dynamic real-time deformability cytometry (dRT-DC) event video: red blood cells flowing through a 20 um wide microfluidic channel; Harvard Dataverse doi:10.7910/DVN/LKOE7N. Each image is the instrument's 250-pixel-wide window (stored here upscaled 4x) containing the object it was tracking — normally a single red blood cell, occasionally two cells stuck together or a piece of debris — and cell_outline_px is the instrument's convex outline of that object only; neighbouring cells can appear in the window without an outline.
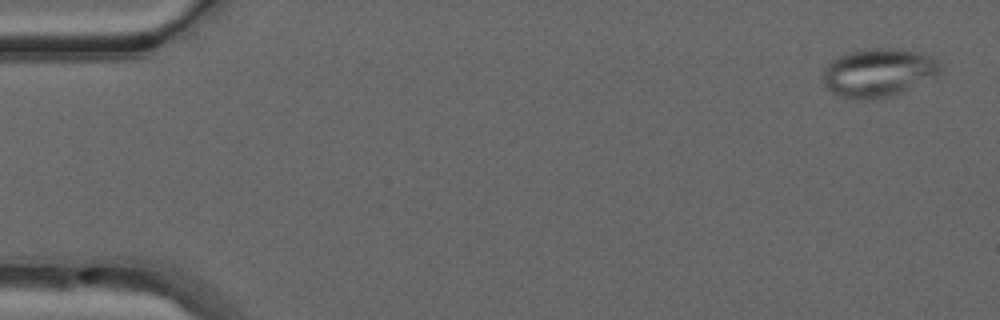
{"species": "common noctule bat (a hibernating species)", "species_latin": "Nyctalus noctula", "temperature_condition": "warm", "stored_images_in_passage": 50, "camera_frame_rate_fps": 3000, "um_per_image_px": 0.085, "animal": {"sex": "male", "forearm_length_mm": 52.5}, "frame": {"image": 1, "passage_image": 2, "time_ms": 0.333, "image_size_px": [1000, 320], "cell_outline_px": [[940, 72], [904, 92], [892, 96], [876, 100], [860, 100], [840, 96], [832, 92], [820, 80], [820, 76], [824, 68], [832, 60], [840, 56], [852, 52], [872, 48], [892, 48], [916, 52], [932, 56], [940, 64]], "centroid_in_image_um": [74.61, 6.2], "position_along_channel_um": 10.4, "area_um2": 33.06}}
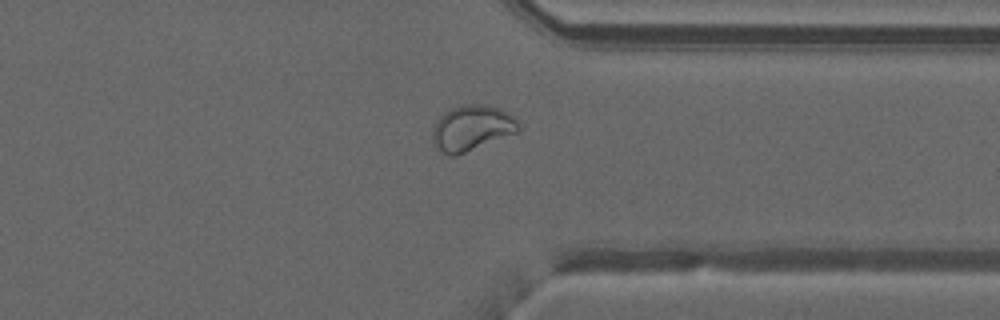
{"frame": {"image": 2, "passage_image": 39, "time_ms": 12.667, "image_size_px": [1000, 320], "cell_outline_px": [[520, 132], [456, 156], [448, 156], [436, 148], [432, 140], [432, 132], [436, 120], [444, 112], [452, 108], [464, 104], [488, 104], [500, 108], [516, 116], [520, 124]], "centroid_in_image_um": [40.14, 10.88], "position_along_channel_um": 371.3, "area_um2": 23.41}}
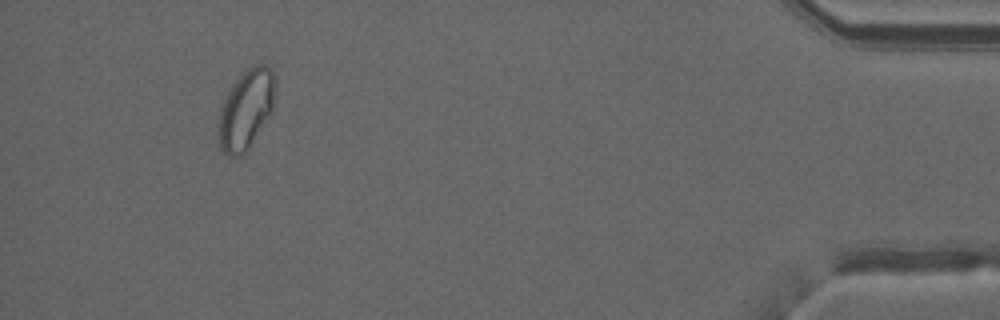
{"frame": {"image": 3, "passage_image": 47, "time_ms": 15.333, "image_size_px": [1000, 320], "cell_outline_px": [[276, 84], [272, 112], [248, 152], [232, 156], [228, 156], [220, 148], [220, 112], [224, 100], [232, 84], [248, 68], [256, 64], [268, 64], [272, 68], [276, 76]], "centroid_in_image_um": [20.98, 9.27], "position_along_channel_um": 414.2, "area_um2": 26.3}, "authors_computed_cell_mechanics": {"area_um2": 25.143, "velocity_mm_per_s": 4.0455, "shape_relaxation_time_tau1_ms": null, "shape_relaxation_time_tau2_ms": 2.0214, "deformation_change_tau1": null, "deformation_change_tau2": 0.0658}}